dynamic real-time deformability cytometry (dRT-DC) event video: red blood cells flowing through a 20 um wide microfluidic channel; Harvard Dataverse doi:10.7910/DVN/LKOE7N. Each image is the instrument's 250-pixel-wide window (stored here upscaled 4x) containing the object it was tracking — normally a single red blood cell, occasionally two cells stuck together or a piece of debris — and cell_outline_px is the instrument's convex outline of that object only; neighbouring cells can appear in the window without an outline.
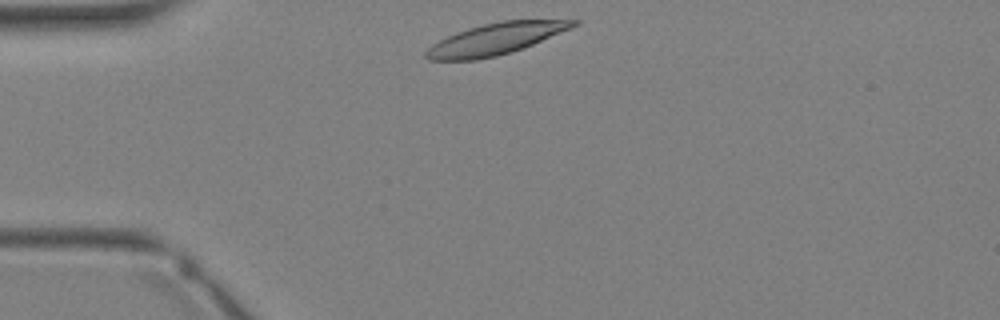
{"species": "Egyptian fruit bat (a non-hibernating species)", "species_latin": "Rousettus aegyptiacus", "temperature_condition": "warm", "stored_images_in_passage": 27, "camera_frame_rate_fps": 3000, "um_per_image_px": 0.085, "animal": {"sex": "female"}, "frame": {"image": 1, "passage_image": 1, "time_ms": 0.0, "image_size_px": [1000, 320], "cell_outline_px": [[580, 24], [572, 28], [512, 52], [496, 56], [476, 60], [428, 60], [424, 56], [424, 52], [432, 44], [456, 32], [468, 28], [500, 20], [580, 20]], "centroid_in_image_um": [42.11, 3.31], "position_along_channel_um": 42.9, "area_um2": 26.88}}
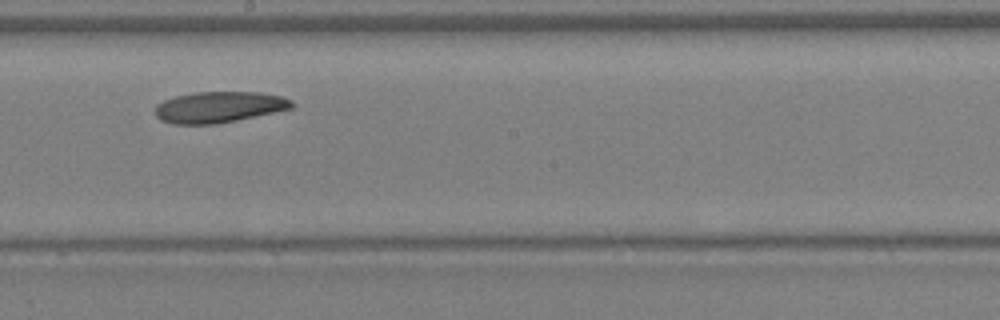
{"frame": {"image": 2, "passage_image": 12, "time_ms": 3.667, "image_size_px": [1000, 320], "cell_outline_px": [[296, 104], [292, 108], [216, 124], [172, 124], [160, 120], [156, 116], [156, 104], [164, 100], [176, 96], [196, 92], [256, 92], [284, 96], [292, 100]], "centroid_in_image_um": [18.62, 9.1], "position_along_channel_um": 229.6, "area_um2": 24.68}}
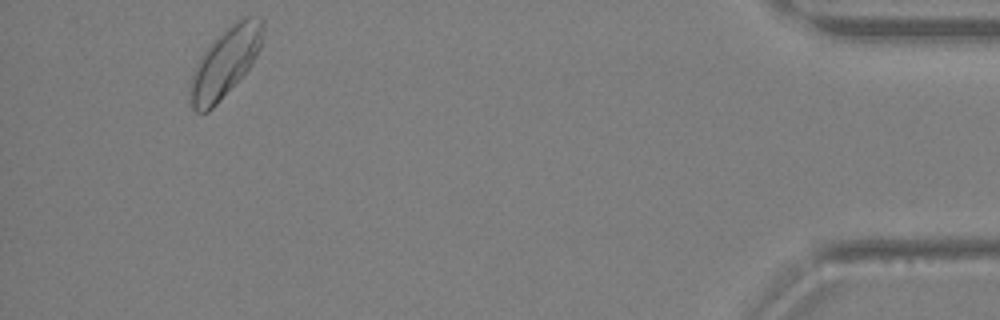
{"frame": {"image": 3, "passage_image": 25, "time_ms": 8.0, "image_size_px": [1000, 320], "cell_outline_px": [[264, 32], [260, 48], [252, 64], [216, 104], [208, 112], [196, 112], [192, 108], [188, 84], [196, 64], [200, 56], [224, 28], [236, 20], [244, 16], [252, 16], [264, 20]], "centroid_in_image_um": [19.13, 5.27], "position_along_channel_um": 416.1, "area_um2": 29.25}}